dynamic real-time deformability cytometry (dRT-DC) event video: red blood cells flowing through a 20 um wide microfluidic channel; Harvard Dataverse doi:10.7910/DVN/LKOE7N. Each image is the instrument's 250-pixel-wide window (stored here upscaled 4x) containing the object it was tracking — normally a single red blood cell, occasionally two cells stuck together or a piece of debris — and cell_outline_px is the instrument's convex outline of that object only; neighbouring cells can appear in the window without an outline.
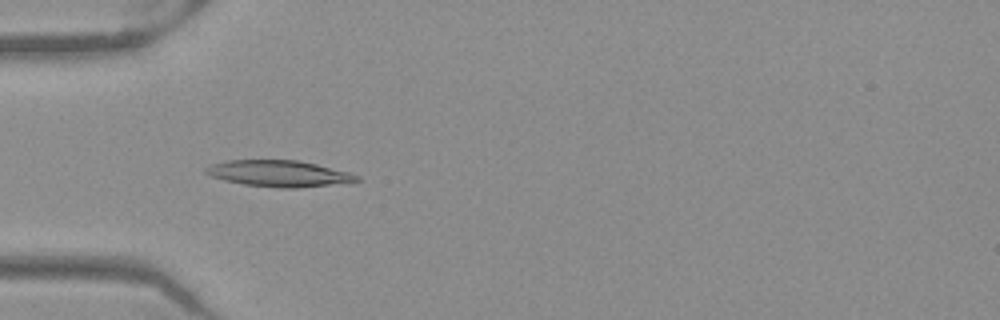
{"species": "Egyptian fruit bat (a non-hibernating species)", "species_latin": "Rousettus aegyptiacus", "temperature_condition": "warm", "stored_images_in_passage": 51, "camera_frame_rate_fps": 3000, "um_per_image_px": 0.085, "frame": {"image": 1, "passage_image": 16, "time_ms": 5.0, "image_size_px": [1000, 320], "cell_outline_px": [[360, 180], [296, 188], [280, 188], [244, 184], [224, 180], [212, 176], [204, 172], [204, 168], [212, 164], [228, 160], [300, 160], [348, 172], [360, 176]], "centroid_in_image_um": [23.66, 14.74], "position_along_channel_um": 61.3, "area_um2": 22.77}}
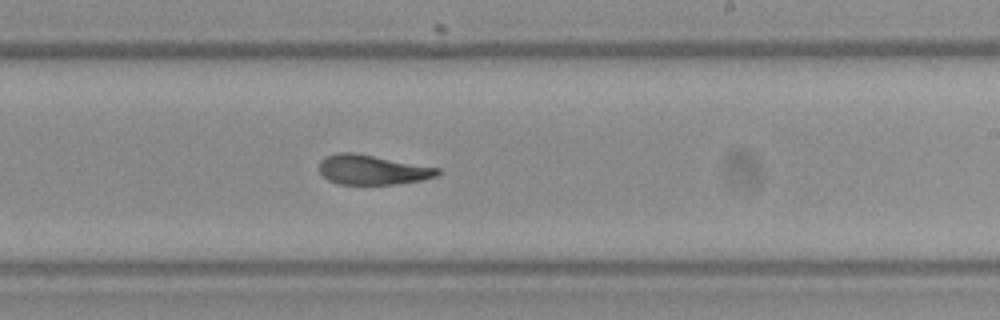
{"frame": {"image": 2, "passage_image": 31, "time_ms": 10.0, "image_size_px": [1000, 320], "cell_outline_px": [[444, 172], [436, 176], [424, 180], [396, 184], [340, 184], [328, 180], [320, 172], [320, 160], [324, 156], [336, 152], [352, 152], [440, 168]], "centroid_in_image_um": [31.67, 14.43], "position_along_channel_um": 257.3, "area_um2": 20.58}}
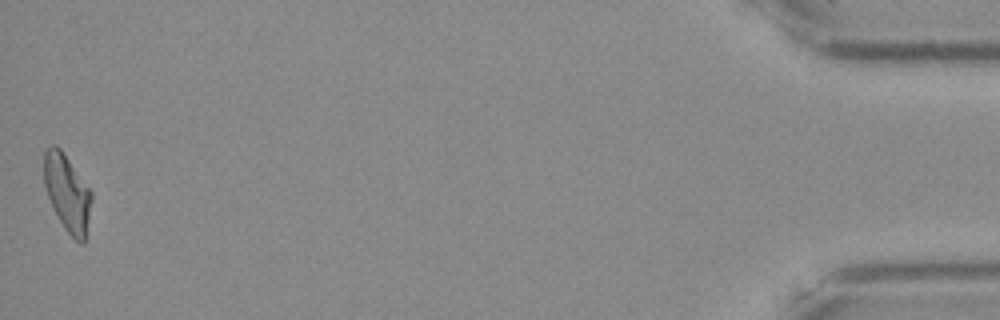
{"frame": {"image": 3, "passage_image": 51, "time_ms": 16.667, "image_size_px": [1000, 320], "cell_outline_px": [[92, 200], [84, 244], [80, 244], [64, 228], [48, 196], [44, 184], [44, 152], [52, 144], [56, 144], [60, 148], [92, 192]], "centroid_in_image_um": [5.72, 16.39], "position_along_channel_um": 429.5, "area_um2": 20.92}, "authors_computed_cell_mechanics": {"area_um2": 21.5594, "velocity_mm_per_s": 3.9704, "shape_relaxation_time_tau1_ms": 7.1887, "shape_relaxation_time_tau2_ms": 3.1688, "deformation_change_tau1": 0.2498, "deformation_change_tau2": 0.1097}}